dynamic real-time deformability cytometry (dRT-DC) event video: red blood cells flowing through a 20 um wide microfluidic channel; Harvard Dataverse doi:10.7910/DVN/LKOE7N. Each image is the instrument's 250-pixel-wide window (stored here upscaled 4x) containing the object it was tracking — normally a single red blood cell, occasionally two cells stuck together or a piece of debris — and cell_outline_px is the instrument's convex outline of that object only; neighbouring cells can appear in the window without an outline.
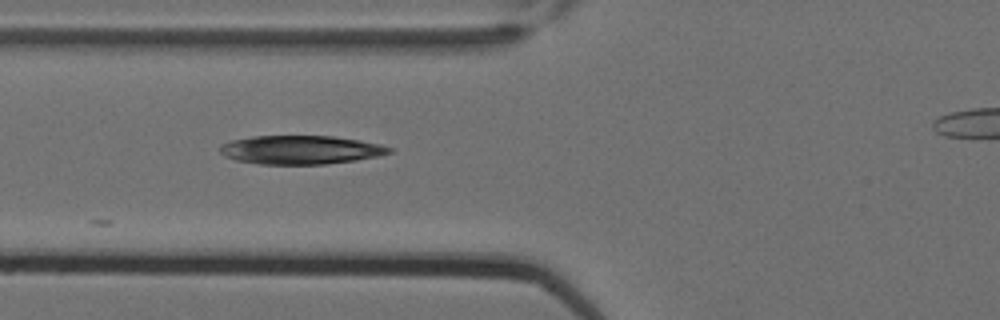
{"species": "Egyptian fruit bat (a non-hibernating species)", "species_latin": "Rousettus aegyptiacus", "temperature_condition": "cold", "stored_images_in_passage": 3, "segment_of_instrument_passage": [1, 2], "camera_frame_rate_fps": 3000, "um_per_image_px": 0.085, "animal": {"sex": "female"}, "frame": {"image": 1, "passage_image": 2, "time_ms": 0.333, "image_size_px": [1000, 320], "cell_outline_px": [[392, 152], [376, 156], [356, 160], [324, 164], [260, 164], [236, 160], [224, 156], [220, 152], [220, 144], [232, 140], [252, 136], [332, 136], [360, 140], [380, 144], [392, 148]], "centroid_in_image_um": [25.53, 12.73], "position_along_channel_um": 100.3, "area_um2": 28.21}}